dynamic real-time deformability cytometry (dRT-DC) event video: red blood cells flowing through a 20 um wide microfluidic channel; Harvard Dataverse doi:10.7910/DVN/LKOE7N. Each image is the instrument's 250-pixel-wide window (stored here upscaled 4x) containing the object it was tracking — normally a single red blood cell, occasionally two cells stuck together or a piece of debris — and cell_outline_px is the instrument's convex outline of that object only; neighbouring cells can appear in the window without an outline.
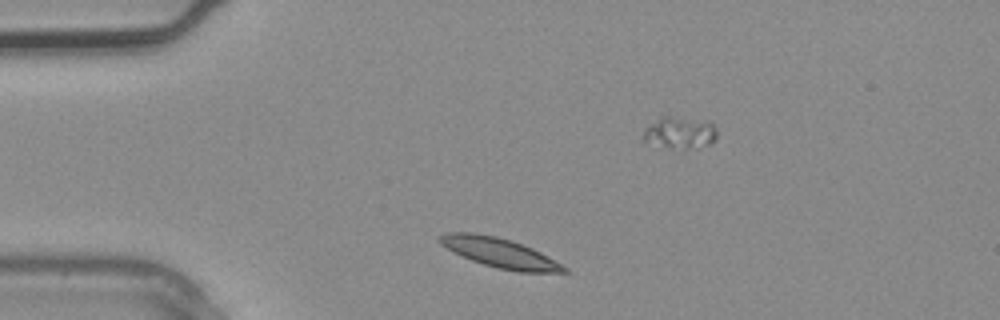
{"species": "common noctule bat (a hibernating species)", "species_latin": "Nyctalus noctula", "temperature_condition": "warm", "stored_images_in_passage": 1, "camera_frame_rate_fps": 3000, "um_per_image_px": 0.085, "animal": {"sex": "male", "body_mass_g": 20.4}, "frame": {"image": 1, "passage_image": 1, "time_ms": 0.0, "image_size_px": [1000, 320], "cell_outline_px": [[572, 272], [516, 272], [496, 268], [472, 260], [452, 252], [440, 244], [436, 240], [436, 236], [448, 232], [472, 232], [496, 236], [512, 240], [532, 248], [548, 256], [568, 268]], "centroid_in_image_um": [42.44, 21.48], "position_along_channel_um": 42.6, "area_um2": 21.68}}